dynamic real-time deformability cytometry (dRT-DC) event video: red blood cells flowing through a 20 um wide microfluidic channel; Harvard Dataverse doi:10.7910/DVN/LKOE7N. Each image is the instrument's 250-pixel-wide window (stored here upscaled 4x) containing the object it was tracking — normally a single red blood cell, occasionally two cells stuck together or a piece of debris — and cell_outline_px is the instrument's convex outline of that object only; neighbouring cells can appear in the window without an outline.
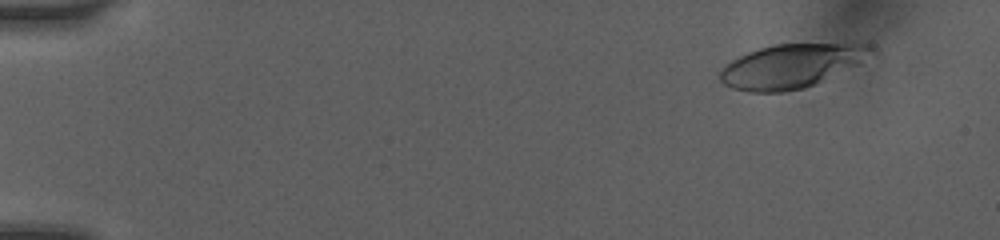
{"species": "human", "species_latin": "Homo sapiens", "temperature_condition": "room temperature", "stored_images_in_passage": 5, "camera_frame_rate_fps": 3000, "um_per_image_px": 0.085, "donor": {"sex": "female"}, "frame": {"image": 1, "passage_image": 2, "time_ms": 1.333, "image_size_px": [1000, 240], "cell_outline_px": [[872, 48], [816, 84], [804, 88], [780, 92], [748, 92], [732, 88], [724, 84], [720, 80], [720, 72], [732, 60], [748, 52], [772, 44], [856, 44]], "centroid_in_image_um": [66.96, 5.64], "position_along_channel_um": 18.0, "area_um2": 36.24}}
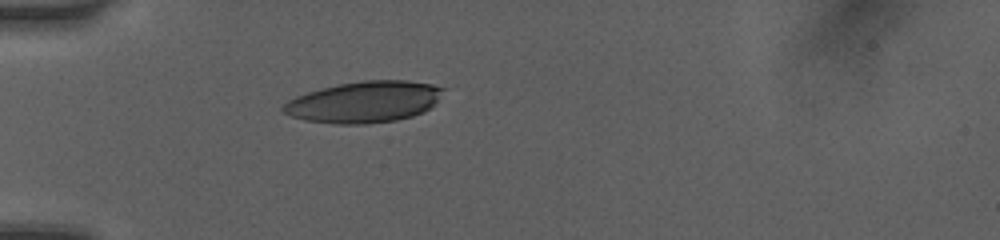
{"frame": {"image": 2, "passage_image": 5, "time_ms": 5.0, "image_size_px": [1000, 240], "cell_outline_px": [[444, 88], [436, 100], [424, 112], [412, 116], [396, 120], [364, 124], [336, 124], [304, 120], [292, 116], [284, 112], [280, 108], [288, 100], [296, 96], [308, 92], [336, 84], [364, 80], [408, 80], [432, 84]], "centroid_in_image_um": [30.92, 8.66], "position_along_channel_um": 54.1, "area_um2": 38.32}}